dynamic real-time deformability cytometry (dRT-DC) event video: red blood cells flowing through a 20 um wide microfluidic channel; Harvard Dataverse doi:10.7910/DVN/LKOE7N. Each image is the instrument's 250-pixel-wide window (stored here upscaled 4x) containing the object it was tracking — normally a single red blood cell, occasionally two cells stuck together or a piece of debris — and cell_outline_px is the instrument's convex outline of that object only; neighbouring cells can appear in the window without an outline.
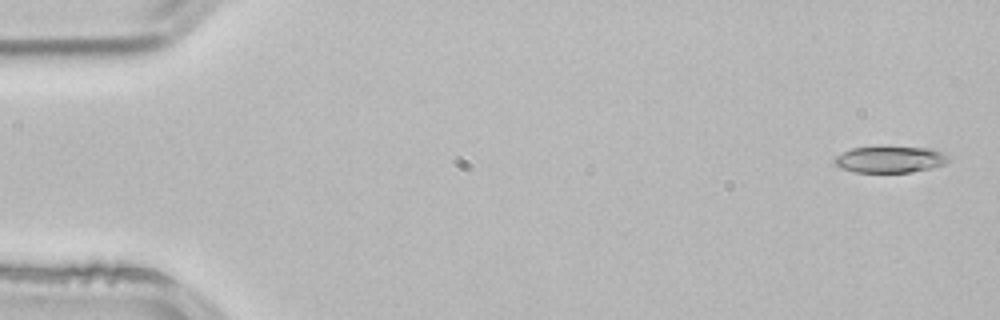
{"species": "common noctule bat (a hibernating species)", "species_latin": "Nyctalus noctula", "temperature_condition": "room temperature", "stored_images_in_passage": 3, "camera_frame_rate_fps": 3000, "um_per_image_px": 0.085, "animal": {"sex": "male", "body_mass_g": 21.5, "forearm_length_mm": 52.0}, "frame": {"image": 1, "passage_image": 1, "time_ms": 0.0, "image_size_px": [1000, 320], "cell_outline_px": [[948, 160], [944, 164], [932, 168], [912, 172], [856, 172], [840, 168], [832, 160], [836, 156], [852, 148], [880, 144], [884, 144], [932, 148], [948, 156]], "centroid_in_image_um": [75.63, 13.5], "position_along_channel_um": 9.4, "area_um2": 18.32}}
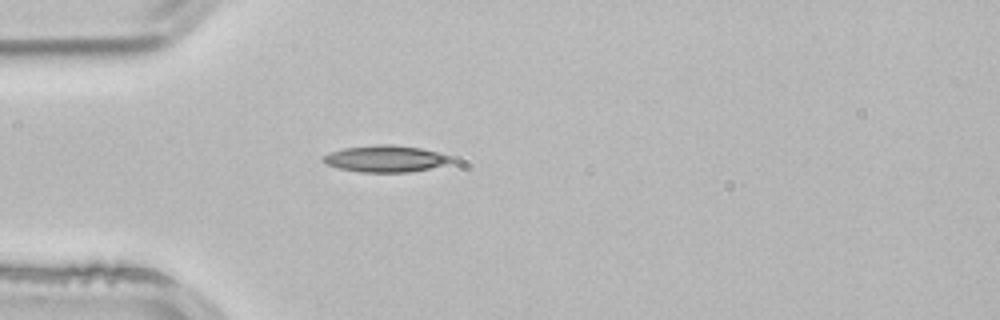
{"frame": {"image": 2, "passage_image": 3, "time_ms": 0.667, "image_size_px": [1000, 320], "cell_outline_px": [[456, 160], [444, 164], [428, 168], [408, 172], [360, 172], [340, 168], [324, 164], [320, 160], [324, 156], [332, 152], [344, 148], [380, 144], [392, 144], [420, 148], [452, 156]], "centroid_in_image_um": [32.75, 13.49], "position_along_channel_um": 52.2, "area_um2": 19.71}}